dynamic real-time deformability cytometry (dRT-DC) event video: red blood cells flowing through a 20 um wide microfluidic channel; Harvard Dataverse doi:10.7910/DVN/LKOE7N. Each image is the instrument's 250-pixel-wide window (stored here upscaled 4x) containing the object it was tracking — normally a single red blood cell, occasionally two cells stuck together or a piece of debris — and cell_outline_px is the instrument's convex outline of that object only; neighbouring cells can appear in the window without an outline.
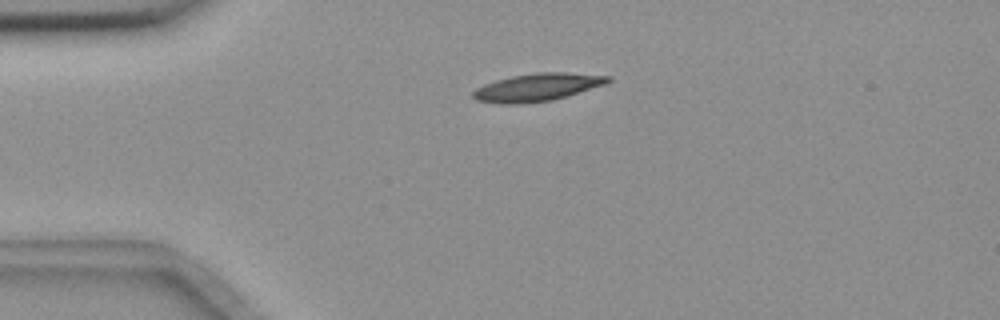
{"species": "common noctule bat (a hibernating species)", "species_latin": "Nyctalus noctula", "temperature_condition": "room temperature", "stored_images_in_passage": 3, "camera_frame_rate_fps": 3000, "um_per_image_px": 0.085, "animal": {"sex": "female", "body_mass_g": 18.4}, "frame": {"image": 1, "passage_image": 1, "time_ms": 0.0, "image_size_px": [1000, 320], "cell_outline_px": [[612, 80], [604, 84], [552, 100], [520, 104], [500, 104], [476, 100], [472, 96], [472, 92], [476, 88], [484, 84], [496, 80], [512, 76], [536, 72], [568, 72], [612, 76]], "centroid_in_image_um": [45.64, 7.41], "position_along_channel_um": 39.4, "area_um2": 21.73}}
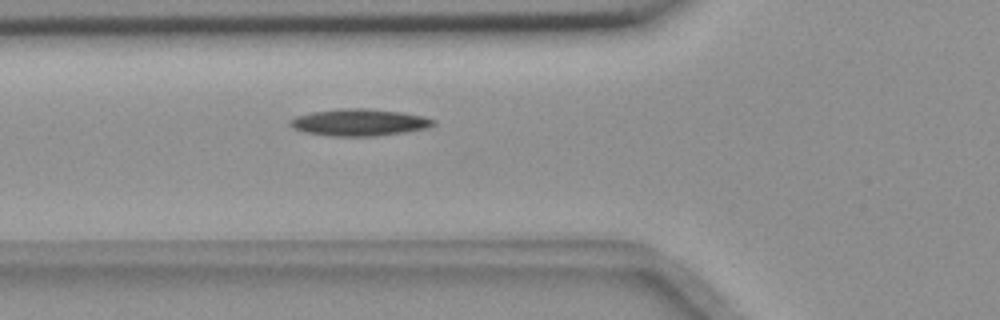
{"frame": {"image": 2, "passage_image": 3, "time_ms": 0.667, "image_size_px": [1000, 320], "cell_outline_px": [[436, 124], [428, 128], [404, 132], [372, 136], [336, 136], [304, 132], [292, 128], [288, 124], [288, 120], [296, 116], [312, 112], [340, 108], [368, 108], [404, 112], [424, 116], [436, 120]], "centroid_in_image_um": [30.55, 10.39], "position_along_channel_um": 95.3, "area_um2": 22.66}}